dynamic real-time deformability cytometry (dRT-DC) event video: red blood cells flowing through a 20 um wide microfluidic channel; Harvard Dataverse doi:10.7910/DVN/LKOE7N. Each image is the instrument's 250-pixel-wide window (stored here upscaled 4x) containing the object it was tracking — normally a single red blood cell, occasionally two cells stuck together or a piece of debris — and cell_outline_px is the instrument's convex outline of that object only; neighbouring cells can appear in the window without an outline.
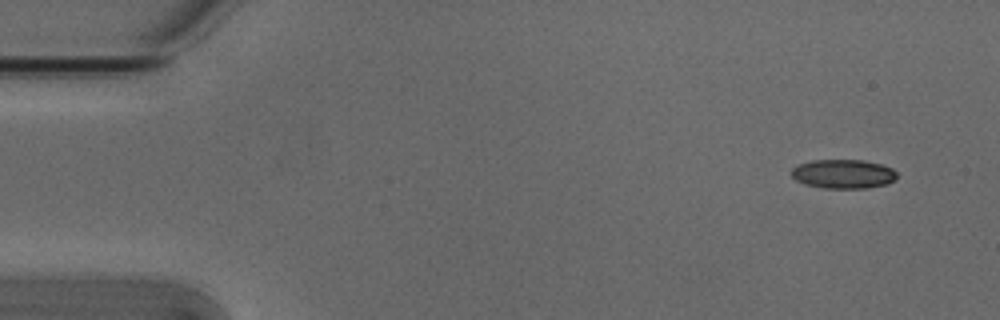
{"species": "Egyptian fruit bat (a non-hibernating species)", "species_latin": "Rousettus aegyptiacus", "temperature_condition": "cold", "stored_images_in_passage": 3, "camera_frame_rate_fps": 3000, "um_per_image_px": 0.085, "animal": {"sex": "male"}, "frame": {"image": 1, "passage_image": 1, "time_ms": 0.0, "image_size_px": [1000, 320], "cell_outline_px": [[896, 180], [888, 184], [868, 188], [824, 188], [804, 184], [796, 180], [792, 176], [792, 168], [800, 164], [812, 160], [864, 160], [880, 164], [892, 168], [896, 172]], "centroid_in_image_um": [71.7, 14.79], "position_along_channel_um": 13.3, "area_um2": 17.92}}